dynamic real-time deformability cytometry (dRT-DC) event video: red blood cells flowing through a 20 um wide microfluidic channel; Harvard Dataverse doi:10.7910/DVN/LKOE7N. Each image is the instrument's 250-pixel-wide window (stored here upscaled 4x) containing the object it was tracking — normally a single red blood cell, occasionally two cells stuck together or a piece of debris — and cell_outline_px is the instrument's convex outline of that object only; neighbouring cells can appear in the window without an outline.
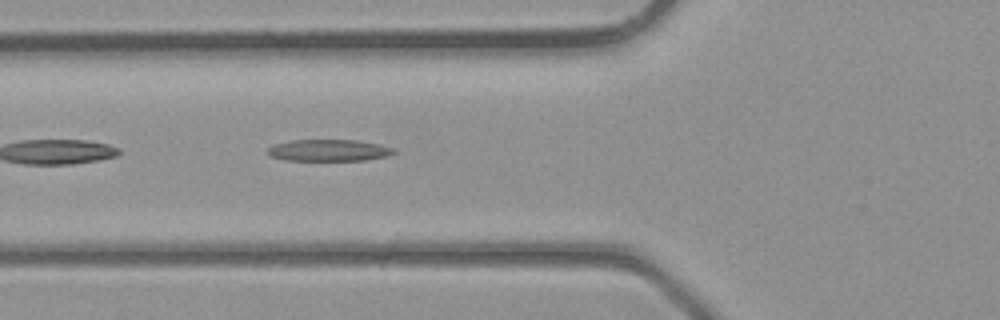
{"species": "common noctule bat (a hibernating species)", "species_latin": "Nyctalus noctula", "temperature_condition": "room temperature", "stored_images_in_passage": 23, "camera_frame_rate_fps": 3000, "um_per_image_px": 0.085, "animal": {"sex": "male", "body_mass_g": 23.1, "forearm_length_mm": 52.7}, "frame": {"image": 1, "passage_image": 4, "time_ms": 1.0, "image_size_px": [1000, 320], "cell_outline_px": [[396, 152], [388, 156], [364, 160], [284, 160], [268, 156], [268, 148], [272, 144], [292, 140], [356, 140], [396, 148]], "centroid_in_image_um": [27.92, 12.78], "position_along_channel_um": 97.9, "area_um2": 15.95}}
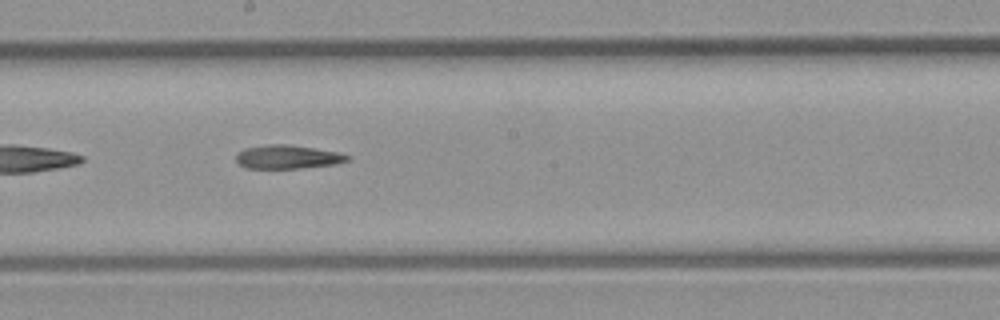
{"frame": {"image": 2, "passage_image": 11, "time_ms": 3.333, "image_size_px": [1000, 320], "cell_outline_px": [[352, 156], [348, 160], [336, 164], [300, 168], [244, 168], [236, 160], [236, 156], [244, 148], [268, 144], [288, 144], [336, 152]], "centroid_in_image_um": [24.44, 13.34], "position_along_channel_um": 223.8, "area_um2": 15.2}}
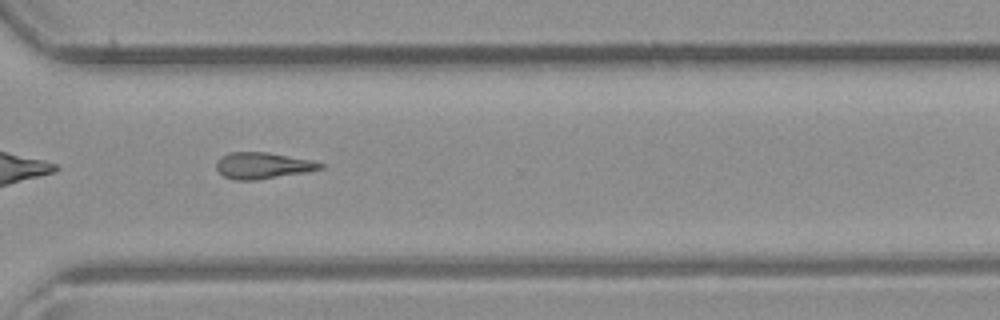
{"frame": {"image": 3, "passage_image": 18, "time_ms": 5.667, "image_size_px": [1000, 320], "cell_outline_px": [[324, 168], [308, 172], [256, 180], [232, 180], [224, 176], [216, 168], [216, 164], [228, 152], [268, 152], [312, 160], [324, 164]], "centroid_in_image_um": [22.38, 14.08], "position_along_channel_um": 348.2, "area_um2": 15.95}}